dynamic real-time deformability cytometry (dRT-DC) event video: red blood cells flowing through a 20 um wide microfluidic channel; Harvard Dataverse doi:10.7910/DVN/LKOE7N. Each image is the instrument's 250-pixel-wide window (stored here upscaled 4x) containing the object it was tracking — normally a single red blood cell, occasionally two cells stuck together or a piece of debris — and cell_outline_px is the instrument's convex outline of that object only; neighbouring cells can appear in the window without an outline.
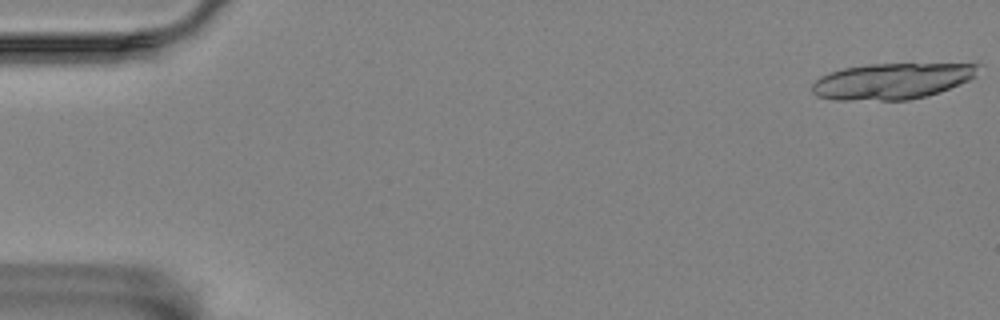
{"species": "Egyptian fruit bat (a non-hibernating species)", "species_latin": "Rousettus aegyptiacus", "temperature_condition": "room temperature", "stored_images_in_passage": 19, "camera_frame_rate_fps": 3000, "um_per_image_px": 0.085, "animal": {"sex": "female"}, "frame": {"image": 1, "passage_image": 1, "time_ms": 0.0, "image_size_px": [1000, 320], "cell_outline_px": [[980, 64], [976, 76], [960, 84], [940, 92], [928, 96], [908, 100], [836, 100], [816, 96], [812, 92], [812, 84], [820, 76], [828, 72], [844, 68], [868, 64]], "centroid_in_image_um": [75.79, 6.9], "position_along_channel_um": 9.2, "area_um2": 34.97}}